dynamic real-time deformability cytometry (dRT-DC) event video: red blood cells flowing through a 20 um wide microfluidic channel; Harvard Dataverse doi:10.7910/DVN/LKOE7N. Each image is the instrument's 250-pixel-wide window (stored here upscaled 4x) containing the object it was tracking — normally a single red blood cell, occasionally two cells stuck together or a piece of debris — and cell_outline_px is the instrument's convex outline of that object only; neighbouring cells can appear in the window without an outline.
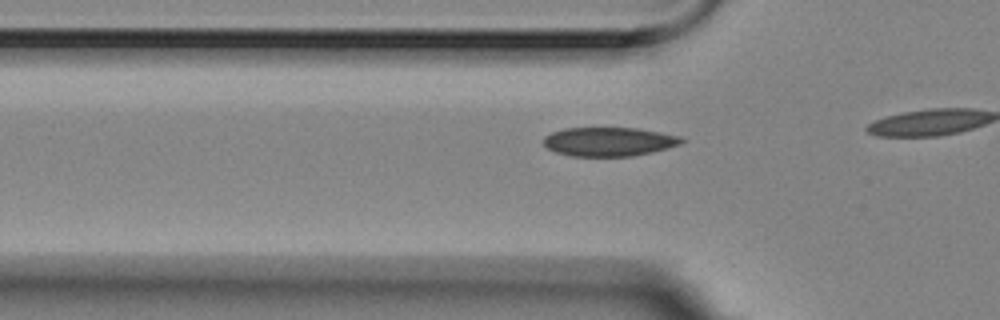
{"species": "Egyptian fruit bat (a non-hibernating species)", "species_latin": "Rousettus aegyptiacus", "temperature_condition": "room temperature", "stored_images_in_passage": 10, "camera_frame_rate_fps": 3000, "um_per_image_px": 0.085, "animal": {"sex": "female"}, "frame": {"image": 1, "passage_image": 7, "time_ms": 2.0, "image_size_px": [1000, 320], "cell_outline_px": [[684, 140], [680, 144], [668, 148], [652, 152], [632, 156], [572, 156], [556, 152], [548, 148], [544, 144], [544, 136], [552, 132], [564, 128], [636, 128], [660, 132], [680, 136]], "centroid_in_image_um": [51.76, 12.04], "position_along_channel_um": 74.0, "area_um2": 23.18}}